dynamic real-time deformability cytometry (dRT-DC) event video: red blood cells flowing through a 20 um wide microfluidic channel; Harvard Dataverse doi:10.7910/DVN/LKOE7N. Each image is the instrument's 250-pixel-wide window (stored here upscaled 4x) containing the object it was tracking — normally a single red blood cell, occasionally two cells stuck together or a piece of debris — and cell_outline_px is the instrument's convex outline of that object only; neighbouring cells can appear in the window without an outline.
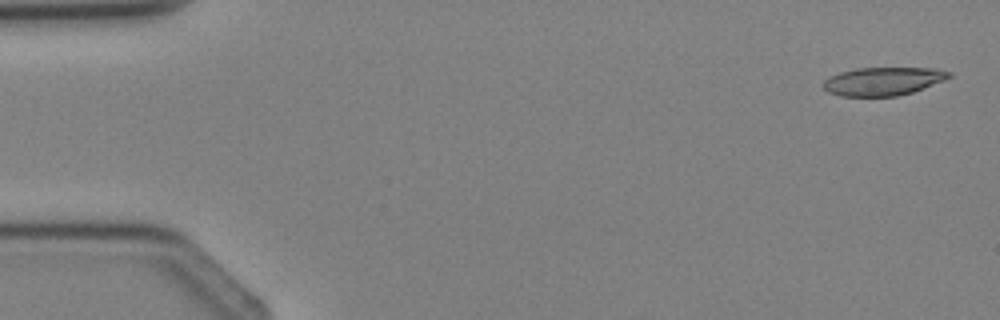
{"species": "Egyptian fruit bat (a non-hibernating species)", "species_latin": "Rousettus aegyptiacus", "temperature_condition": "cold", "stored_images_in_passage": 4, "camera_frame_rate_fps": 3000, "um_per_image_px": 0.085, "animal": {"sex": "female"}, "frame": {"image": 1, "passage_image": 1, "time_ms": 0.0, "image_size_px": [1000, 320], "cell_outline_px": [[952, 76], [944, 80], [912, 92], [896, 96], [840, 96], [828, 92], [824, 88], [824, 80], [828, 76], [840, 72], [856, 68], [936, 68], [952, 72]], "centroid_in_image_um": [75.05, 6.9], "position_along_channel_um": 9.9, "area_um2": 20.69}}
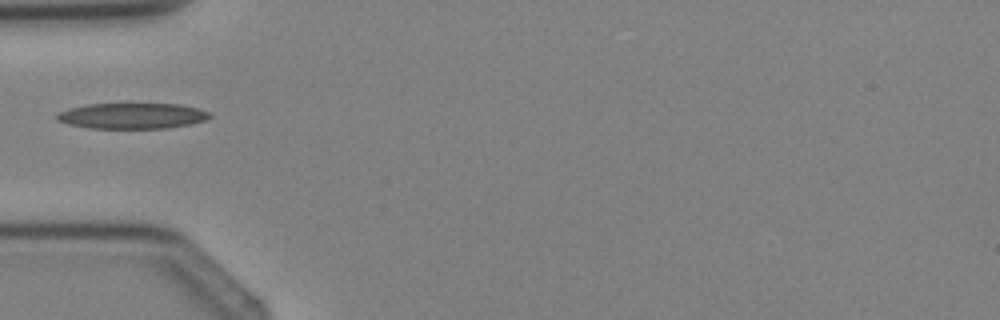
{"frame": {"image": 2, "passage_image": 4, "time_ms": 3.667, "image_size_px": [1000, 320], "cell_outline_px": [[212, 116], [208, 120], [192, 124], [168, 128], [88, 128], [68, 124], [56, 120], [56, 116], [60, 112], [68, 108], [88, 104], [180, 104], [200, 108], [212, 112]], "centroid_in_image_um": [11.31, 9.85], "position_along_channel_um": 73.7, "area_um2": 23.18}}